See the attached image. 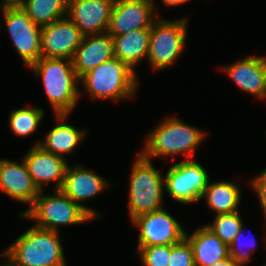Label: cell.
<instances>
[{
  "instance_id": "6da1fadb",
  "label": "cell",
  "mask_w": 266,
  "mask_h": 266,
  "mask_svg": "<svg viewBox=\"0 0 266 266\" xmlns=\"http://www.w3.org/2000/svg\"><path fill=\"white\" fill-rule=\"evenodd\" d=\"M28 68L42 78L46 97L55 115H70L81 96L80 78L75 73L72 60L41 57Z\"/></svg>"
},
{
  "instance_id": "7a4b0ae2",
  "label": "cell",
  "mask_w": 266,
  "mask_h": 266,
  "mask_svg": "<svg viewBox=\"0 0 266 266\" xmlns=\"http://www.w3.org/2000/svg\"><path fill=\"white\" fill-rule=\"evenodd\" d=\"M59 232L33 225L2 255L14 266H67Z\"/></svg>"
},
{
  "instance_id": "3957f363",
  "label": "cell",
  "mask_w": 266,
  "mask_h": 266,
  "mask_svg": "<svg viewBox=\"0 0 266 266\" xmlns=\"http://www.w3.org/2000/svg\"><path fill=\"white\" fill-rule=\"evenodd\" d=\"M206 134L207 132L186 124L177 116L167 117L147 134L144 148L139 152L149 160L180 154L190 160Z\"/></svg>"
},
{
  "instance_id": "277c9868",
  "label": "cell",
  "mask_w": 266,
  "mask_h": 266,
  "mask_svg": "<svg viewBox=\"0 0 266 266\" xmlns=\"http://www.w3.org/2000/svg\"><path fill=\"white\" fill-rule=\"evenodd\" d=\"M137 79V73L114 57L84 74L80 81L91 99H110L116 103L135 96Z\"/></svg>"
},
{
  "instance_id": "5b68a950",
  "label": "cell",
  "mask_w": 266,
  "mask_h": 266,
  "mask_svg": "<svg viewBox=\"0 0 266 266\" xmlns=\"http://www.w3.org/2000/svg\"><path fill=\"white\" fill-rule=\"evenodd\" d=\"M40 190L34 203L19 214V217L35 220V226L59 232L58 227L79 225L94 218L78 203L73 202L61 190H53L52 195H44Z\"/></svg>"
},
{
  "instance_id": "8992f818",
  "label": "cell",
  "mask_w": 266,
  "mask_h": 266,
  "mask_svg": "<svg viewBox=\"0 0 266 266\" xmlns=\"http://www.w3.org/2000/svg\"><path fill=\"white\" fill-rule=\"evenodd\" d=\"M131 168L128 212L132 221L139 215L162 209L165 188L164 178L152 160L138 153Z\"/></svg>"
},
{
  "instance_id": "52a82bcc",
  "label": "cell",
  "mask_w": 266,
  "mask_h": 266,
  "mask_svg": "<svg viewBox=\"0 0 266 266\" xmlns=\"http://www.w3.org/2000/svg\"><path fill=\"white\" fill-rule=\"evenodd\" d=\"M188 19L166 20L159 16L150 28L147 61L153 70L173 65L183 53L187 41Z\"/></svg>"
},
{
  "instance_id": "ba28073f",
  "label": "cell",
  "mask_w": 266,
  "mask_h": 266,
  "mask_svg": "<svg viewBox=\"0 0 266 266\" xmlns=\"http://www.w3.org/2000/svg\"><path fill=\"white\" fill-rule=\"evenodd\" d=\"M209 174L195 159L173 164L164 175V188L171 199L183 204H193L202 199L209 183Z\"/></svg>"
},
{
  "instance_id": "9c48e42d",
  "label": "cell",
  "mask_w": 266,
  "mask_h": 266,
  "mask_svg": "<svg viewBox=\"0 0 266 266\" xmlns=\"http://www.w3.org/2000/svg\"><path fill=\"white\" fill-rule=\"evenodd\" d=\"M4 24L19 57L26 66L41 58V29L22 8L3 9Z\"/></svg>"
},
{
  "instance_id": "30bf717a",
  "label": "cell",
  "mask_w": 266,
  "mask_h": 266,
  "mask_svg": "<svg viewBox=\"0 0 266 266\" xmlns=\"http://www.w3.org/2000/svg\"><path fill=\"white\" fill-rule=\"evenodd\" d=\"M131 223L139 229L137 247L174 245L185 238L181 223L165 208L139 215Z\"/></svg>"
},
{
  "instance_id": "8fae6325",
  "label": "cell",
  "mask_w": 266,
  "mask_h": 266,
  "mask_svg": "<svg viewBox=\"0 0 266 266\" xmlns=\"http://www.w3.org/2000/svg\"><path fill=\"white\" fill-rule=\"evenodd\" d=\"M155 7L154 0H116L107 32L114 37L137 29L151 28L160 16L155 14Z\"/></svg>"
},
{
  "instance_id": "7c38bea8",
  "label": "cell",
  "mask_w": 266,
  "mask_h": 266,
  "mask_svg": "<svg viewBox=\"0 0 266 266\" xmlns=\"http://www.w3.org/2000/svg\"><path fill=\"white\" fill-rule=\"evenodd\" d=\"M111 183L94 173L89 168H85L81 164L68 165L65 173V179L61 191L69 197L73 202L78 203L84 208L94 219L100 218L102 215L94 209L83 204L109 188Z\"/></svg>"
},
{
  "instance_id": "4fadbf2b",
  "label": "cell",
  "mask_w": 266,
  "mask_h": 266,
  "mask_svg": "<svg viewBox=\"0 0 266 266\" xmlns=\"http://www.w3.org/2000/svg\"><path fill=\"white\" fill-rule=\"evenodd\" d=\"M84 35L68 17L41 29V57L72 60Z\"/></svg>"
},
{
  "instance_id": "5bb4252c",
  "label": "cell",
  "mask_w": 266,
  "mask_h": 266,
  "mask_svg": "<svg viewBox=\"0 0 266 266\" xmlns=\"http://www.w3.org/2000/svg\"><path fill=\"white\" fill-rule=\"evenodd\" d=\"M116 0H68L67 17L86 35L106 33Z\"/></svg>"
},
{
  "instance_id": "9a60e30c",
  "label": "cell",
  "mask_w": 266,
  "mask_h": 266,
  "mask_svg": "<svg viewBox=\"0 0 266 266\" xmlns=\"http://www.w3.org/2000/svg\"><path fill=\"white\" fill-rule=\"evenodd\" d=\"M22 159L39 190H43L44 185L50 182H54L52 190H61L69 165L66 158L47 152L37 145L32 146Z\"/></svg>"
},
{
  "instance_id": "2e32d148",
  "label": "cell",
  "mask_w": 266,
  "mask_h": 266,
  "mask_svg": "<svg viewBox=\"0 0 266 266\" xmlns=\"http://www.w3.org/2000/svg\"><path fill=\"white\" fill-rule=\"evenodd\" d=\"M222 68L240 90L260 99L266 98L265 56H246Z\"/></svg>"
},
{
  "instance_id": "e0dca14e",
  "label": "cell",
  "mask_w": 266,
  "mask_h": 266,
  "mask_svg": "<svg viewBox=\"0 0 266 266\" xmlns=\"http://www.w3.org/2000/svg\"><path fill=\"white\" fill-rule=\"evenodd\" d=\"M0 190L20 203L29 204V207L40 193L24 160L17 163L10 159H0Z\"/></svg>"
},
{
  "instance_id": "ac0fdd59",
  "label": "cell",
  "mask_w": 266,
  "mask_h": 266,
  "mask_svg": "<svg viewBox=\"0 0 266 266\" xmlns=\"http://www.w3.org/2000/svg\"><path fill=\"white\" fill-rule=\"evenodd\" d=\"M113 58V39L106 32L84 36L73 56L72 62L75 73L81 78L90 70Z\"/></svg>"
},
{
  "instance_id": "d6986e66",
  "label": "cell",
  "mask_w": 266,
  "mask_h": 266,
  "mask_svg": "<svg viewBox=\"0 0 266 266\" xmlns=\"http://www.w3.org/2000/svg\"><path fill=\"white\" fill-rule=\"evenodd\" d=\"M69 115H56V121L59 122L49 132L46 133L44 140L38 141L33 146L39 145L43 150L65 158V155L73 153L85 139L87 130L77 129L67 123Z\"/></svg>"
},
{
  "instance_id": "ffe728a7",
  "label": "cell",
  "mask_w": 266,
  "mask_h": 266,
  "mask_svg": "<svg viewBox=\"0 0 266 266\" xmlns=\"http://www.w3.org/2000/svg\"><path fill=\"white\" fill-rule=\"evenodd\" d=\"M185 239L192 248L195 266H210L230 257L229 246L205 225L191 235L185 232Z\"/></svg>"
},
{
  "instance_id": "44dd1931",
  "label": "cell",
  "mask_w": 266,
  "mask_h": 266,
  "mask_svg": "<svg viewBox=\"0 0 266 266\" xmlns=\"http://www.w3.org/2000/svg\"><path fill=\"white\" fill-rule=\"evenodd\" d=\"M150 34V28H145L112 37L114 57L136 73L135 67L148 56Z\"/></svg>"
},
{
  "instance_id": "7402d4cb",
  "label": "cell",
  "mask_w": 266,
  "mask_h": 266,
  "mask_svg": "<svg viewBox=\"0 0 266 266\" xmlns=\"http://www.w3.org/2000/svg\"><path fill=\"white\" fill-rule=\"evenodd\" d=\"M241 189L234 182L215 181L208 183L202 198L215 215L233 213L238 210L241 201Z\"/></svg>"
},
{
  "instance_id": "603a6c76",
  "label": "cell",
  "mask_w": 266,
  "mask_h": 266,
  "mask_svg": "<svg viewBox=\"0 0 266 266\" xmlns=\"http://www.w3.org/2000/svg\"><path fill=\"white\" fill-rule=\"evenodd\" d=\"M68 0H26L22 10L43 27L67 17Z\"/></svg>"
},
{
  "instance_id": "cb8c5ba5",
  "label": "cell",
  "mask_w": 266,
  "mask_h": 266,
  "mask_svg": "<svg viewBox=\"0 0 266 266\" xmlns=\"http://www.w3.org/2000/svg\"><path fill=\"white\" fill-rule=\"evenodd\" d=\"M44 109L41 107H24L13 109L9 114V127L14 135L26 137L37 130L44 117Z\"/></svg>"
},
{
  "instance_id": "d4e9b609",
  "label": "cell",
  "mask_w": 266,
  "mask_h": 266,
  "mask_svg": "<svg viewBox=\"0 0 266 266\" xmlns=\"http://www.w3.org/2000/svg\"><path fill=\"white\" fill-rule=\"evenodd\" d=\"M239 211L215 215L212 223L205 225L213 234L226 245H230L238 232L244 228Z\"/></svg>"
},
{
  "instance_id": "484cf974",
  "label": "cell",
  "mask_w": 266,
  "mask_h": 266,
  "mask_svg": "<svg viewBox=\"0 0 266 266\" xmlns=\"http://www.w3.org/2000/svg\"><path fill=\"white\" fill-rule=\"evenodd\" d=\"M243 228L235 236L234 241L229 245L230 257L235 261V264L245 265L250 262L252 258V252L257 245L256 239H245L243 236ZM244 238V239H243Z\"/></svg>"
},
{
  "instance_id": "4316f807",
  "label": "cell",
  "mask_w": 266,
  "mask_h": 266,
  "mask_svg": "<svg viewBox=\"0 0 266 266\" xmlns=\"http://www.w3.org/2000/svg\"><path fill=\"white\" fill-rule=\"evenodd\" d=\"M142 266H168L170 245L137 247Z\"/></svg>"
},
{
  "instance_id": "83f0119b",
  "label": "cell",
  "mask_w": 266,
  "mask_h": 266,
  "mask_svg": "<svg viewBox=\"0 0 266 266\" xmlns=\"http://www.w3.org/2000/svg\"><path fill=\"white\" fill-rule=\"evenodd\" d=\"M168 266H195L192 248L185 238L177 244L170 245Z\"/></svg>"
},
{
  "instance_id": "f1b7e54d",
  "label": "cell",
  "mask_w": 266,
  "mask_h": 266,
  "mask_svg": "<svg viewBox=\"0 0 266 266\" xmlns=\"http://www.w3.org/2000/svg\"><path fill=\"white\" fill-rule=\"evenodd\" d=\"M250 185L257 194L266 221V168L250 180Z\"/></svg>"
},
{
  "instance_id": "f546056e",
  "label": "cell",
  "mask_w": 266,
  "mask_h": 266,
  "mask_svg": "<svg viewBox=\"0 0 266 266\" xmlns=\"http://www.w3.org/2000/svg\"><path fill=\"white\" fill-rule=\"evenodd\" d=\"M26 0H2L0 10L22 8Z\"/></svg>"
},
{
  "instance_id": "4dcf8cb0",
  "label": "cell",
  "mask_w": 266,
  "mask_h": 266,
  "mask_svg": "<svg viewBox=\"0 0 266 266\" xmlns=\"http://www.w3.org/2000/svg\"><path fill=\"white\" fill-rule=\"evenodd\" d=\"M163 2V4H165L168 7H178L181 4H185L186 2H189V0H161Z\"/></svg>"
},
{
  "instance_id": "1f68e13d",
  "label": "cell",
  "mask_w": 266,
  "mask_h": 266,
  "mask_svg": "<svg viewBox=\"0 0 266 266\" xmlns=\"http://www.w3.org/2000/svg\"><path fill=\"white\" fill-rule=\"evenodd\" d=\"M234 264L235 261L231 257H229L210 266H233Z\"/></svg>"
},
{
  "instance_id": "d6a6232c",
  "label": "cell",
  "mask_w": 266,
  "mask_h": 266,
  "mask_svg": "<svg viewBox=\"0 0 266 266\" xmlns=\"http://www.w3.org/2000/svg\"><path fill=\"white\" fill-rule=\"evenodd\" d=\"M2 259H4V261L0 264V266H14L10 261H8L3 255H2Z\"/></svg>"
}]
</instances>
